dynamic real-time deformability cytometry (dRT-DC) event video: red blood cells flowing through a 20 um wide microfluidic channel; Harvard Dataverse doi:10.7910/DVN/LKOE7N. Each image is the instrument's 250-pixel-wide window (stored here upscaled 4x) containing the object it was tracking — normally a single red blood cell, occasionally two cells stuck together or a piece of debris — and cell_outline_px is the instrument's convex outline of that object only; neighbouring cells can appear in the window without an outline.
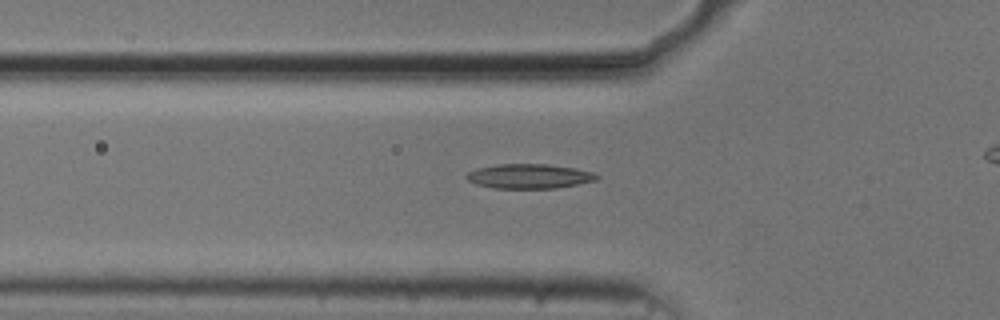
{"species": "common noctule bat (a hibernating species)", "species_latin": "Nyctalus noctula", "temperature_condition": "cold", "stored_images_in_passage": 39, "camera_frame_rate_fps": 3000, "um_per_image_px": 0.085, "animal": {"sex": "male", "body_mass_g": 20.5, "forearm_length_mm": 52.5}, "frame": {"image": 1, "passage_image": 10, "time_ms": 3.0, "image_size_px": [1000, 320], "cell_outline_px": [[600, 176], [596, 180], [556, 188], [496, 188], [476, 184], [468, 180], [464, 176], [468, 172], [476, 168], [500, 164], [548, 164], [576, 168], [596, 172]], "centroid_in_image_um": [45.0, 14.97], "position_along_channel_um": 80.8, "area_um2": 18.67}}
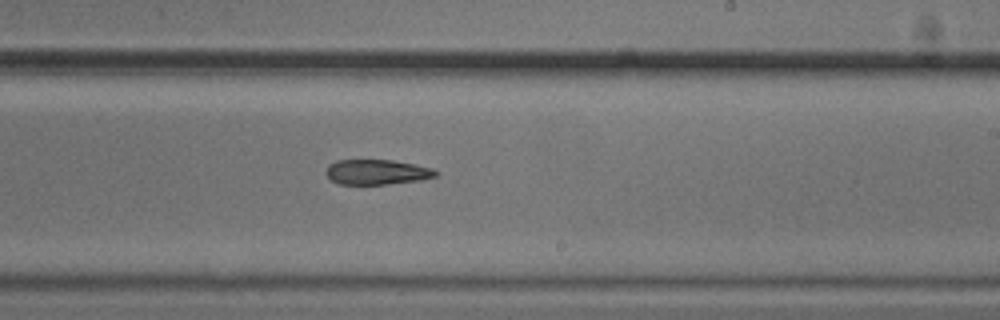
{"frame": {"image": 2, "passage_image": 24, "time_ms": 7.667, "image_size_px": [1000, 320], "cell_outline_px": [[440, 172], [436, 176], [424, 180], [388, 184], [340, 184], [332, 180], [324, 172], [328, 164], [336, 160], [392, 160], [412, 164], [428, 168]], "centroid_in_image_um": [32.01, 14.63], "position_along_channel_um": 257.0, "area_um2": 16.01}}
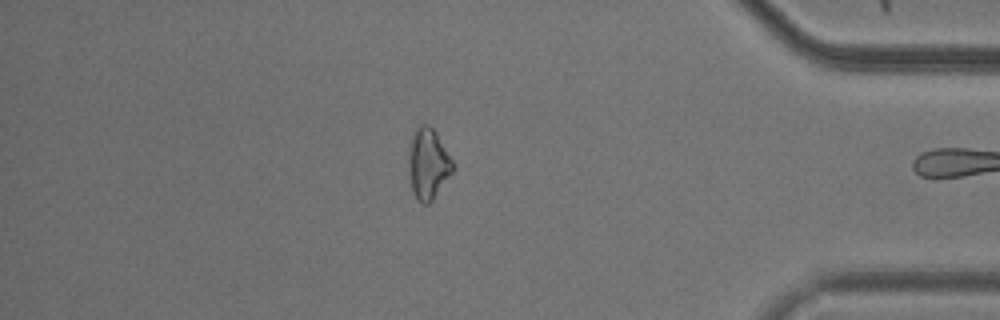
{"frame": {"image": 3, "passage_image": 38, "time_ms": 12.333, "image_size_px": [1000, 320], "cell_outline_px": [[456, 168], [432, 200], [428, 204], [424, 204], [416, 200], [412, 192], [408, 168], [408, 160], [412, 136], [416, 128], [420, 124], [428, 124], [436, 132], [452, 160]], "centroid_in_image_um": [36.39, 13.94], "position_along_channel_um": 398.8, "area_um2": 18.26}, "authors_computed_cell_mechanics": {"area_um2": 17.5712, "velocity_mm_per_s": 3.7544, "shape_relaxation_time_tau1_ms": 3.7805, "shape_relaxation_time_tau2_ms": null, "deformation_change_tau1": 0.0977, "deformation_change_tau2": null}}